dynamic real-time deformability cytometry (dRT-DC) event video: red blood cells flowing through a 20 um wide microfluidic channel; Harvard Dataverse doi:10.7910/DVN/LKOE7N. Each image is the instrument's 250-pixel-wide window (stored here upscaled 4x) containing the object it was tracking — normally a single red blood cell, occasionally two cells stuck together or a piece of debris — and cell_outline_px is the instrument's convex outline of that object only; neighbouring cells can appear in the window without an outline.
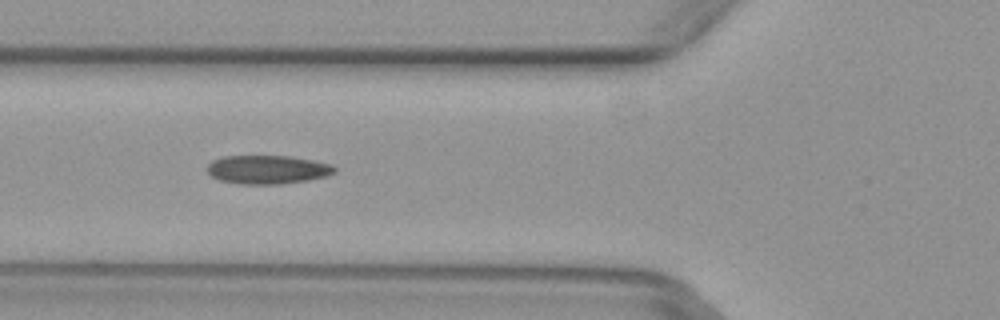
{"species": "common noctule bat (a hibernating species)", "species_latin": "Nyctalus noctula", "temperature_condition": "warm", "stored_images_in_passage": 7, "camera_frame_rate_fps": 3000, "um_per_image_px": 0.085, "animal": {"sex": "female", "body_mass_g": 29.2, "forearm_length_mm": 56.3}, "frame": {"image": 1, "passage_image": 6, "time_ms": 1.667, "image_size_px": [1000, 320], "cell_outline_px": [[336, 172], [328, 176], [308, 180], [280, 184], [240, 184], [220, 180], [212, 176], [208, 172], [208, 164], [212, 160], [224, 156], [288, 156], [312, 160], [332, 164], [336, 168]], "centroid_in_image_um": [22.77, 14.41], "position_along_channel_um": 103.0, "area_um2": 21.27}}